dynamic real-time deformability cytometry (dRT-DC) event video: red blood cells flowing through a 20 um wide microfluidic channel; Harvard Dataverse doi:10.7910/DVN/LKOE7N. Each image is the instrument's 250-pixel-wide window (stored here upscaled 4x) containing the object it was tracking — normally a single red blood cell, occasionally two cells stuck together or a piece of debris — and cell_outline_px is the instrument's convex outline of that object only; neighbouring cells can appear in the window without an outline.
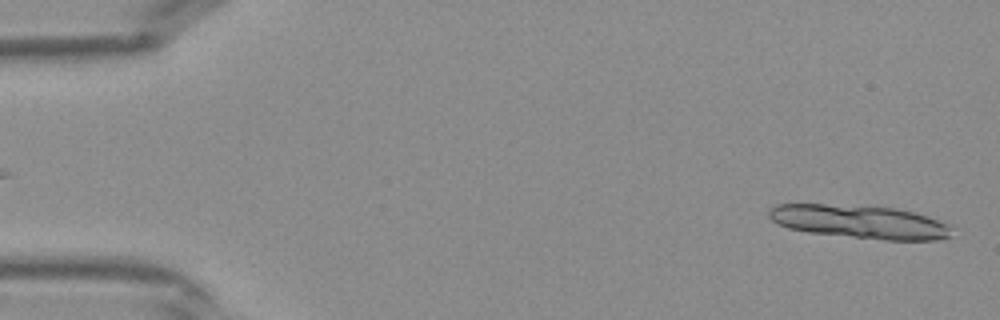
{"species": "Egyptian fruit bat (a non-hibernating species)", "species_latin": "Rousettus aegyptiacus", "temperature_condition": "warm", "stored_images_in_passage": 10, "camera_frame_rate_fps": 3000, "um_per_image_px": 0.085, "frame": {"image": 1, "passage_image": 2, "time_ms": 0.333, "image_size_px": [1000, 320], "cell_outline_px": [[952, 236], [936, 240], [884, 240], [808, 232], [788, 228], [772, 220], [768, 216], [768, 212], [776, 204], [824, 204], [896, 208], [912, 212], [948, 224]], "centroid_in_image_um": [73.05, 18.86], "position_along_channel_um": 11.9, "area_um2": 35.14}}